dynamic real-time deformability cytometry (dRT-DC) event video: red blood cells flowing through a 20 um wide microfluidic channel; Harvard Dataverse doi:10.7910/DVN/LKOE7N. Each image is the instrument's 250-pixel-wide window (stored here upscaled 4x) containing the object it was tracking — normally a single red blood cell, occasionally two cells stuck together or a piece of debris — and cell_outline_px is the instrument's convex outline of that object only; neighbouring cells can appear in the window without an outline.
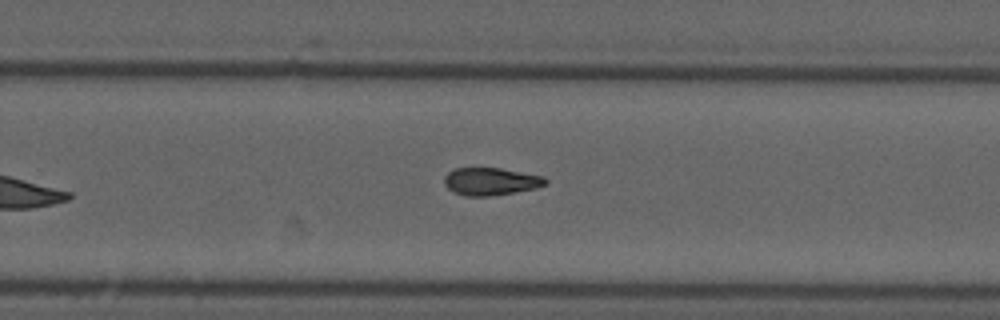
{"species": "common noctule bat (a hibernating species)", "species_latin": "Nyctalus noctula", "temperature_condition": "cold", "stored_images_in_passage": 10, "camera_frame_rate_fps": 3000, "um_per_image_px": 0.085, "animal": {"sex": "male", "forearm_length_mm": 52.5}, "frame": {"image": 1, "passage_image": 10, "time_ms": 11.667, "image_size_px": [1000, 320], "cell_outline_px": [[548, 184], [536, 188], [488, 196], [464, 196], [452, 192], [444, 184], [444, 176], [452, 168], [500, 168], [544, 176], [548, 180]], "centroid_in_image_um": [41.69, 15.42], "position_along_channel_um": 288.1, "area_um2": 16.36}}